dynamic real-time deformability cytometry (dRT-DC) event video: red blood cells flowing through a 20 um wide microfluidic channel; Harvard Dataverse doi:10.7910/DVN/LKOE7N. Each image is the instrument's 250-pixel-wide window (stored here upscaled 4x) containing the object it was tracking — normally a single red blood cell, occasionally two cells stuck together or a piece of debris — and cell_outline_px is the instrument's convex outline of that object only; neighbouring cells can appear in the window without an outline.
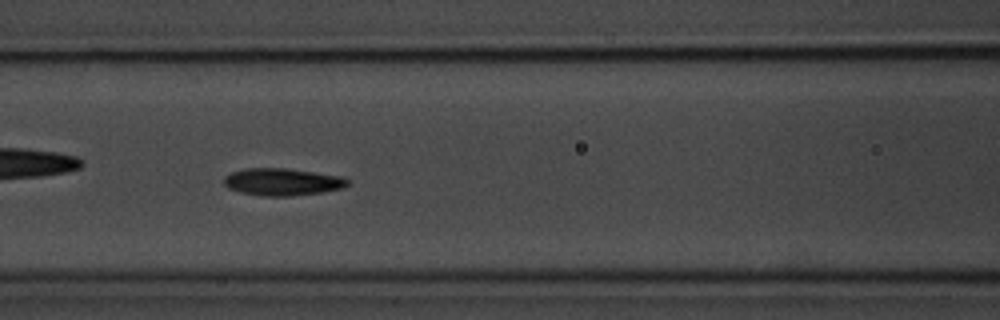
{"species": "common noctule bat (a hibernating species)", "species_latin": "Nyctalus noctula", "temperature_condition": "room temperature", "stored_images_in_passage": 26, "camera_frame_rate_fps": 3000, "um_per_image_px": 0.085, "animal": {"sex": "male", "body_mass_g": 20.1, "forearm_length_mm": 53.5}, "frame": {"image": 1, "passage_image": 12, "time_ms": 3.667, "image_size_px": [1000, 320], "cell_outline_px": [[348, 184], [344, 188], [324, 192], [288, 196], [260, 196], [240, 192], [228, 188], [224, 184], [224, 176], [232, 172], [248, 168], [284, 168], [344, 176], [348, 180]], "centroid_in_image_um": [24.01, 15.46], "position_along_channel_um": 142.6, "area_um2": 19.71}}
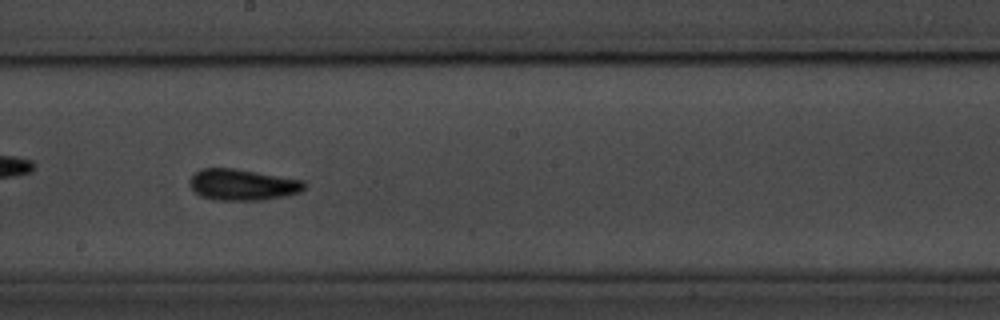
{"frame": {"image": 2, "passage_image": 19, "time_ms": 6.0, "image_size_px": [1000, 320], "cell_outline_px": [[308, 184], [300, 192], [284, 196], [264, 200], [216, 200], [204, 196], [196, 192], [188, 184], [188, 180], [196, 172], [204, 168], [232, 168], [304, 180]], "centroid_in_image_um": [20.64, 15.7], "position_along_channel_um": 227.6, "area_um2": 20.75}}